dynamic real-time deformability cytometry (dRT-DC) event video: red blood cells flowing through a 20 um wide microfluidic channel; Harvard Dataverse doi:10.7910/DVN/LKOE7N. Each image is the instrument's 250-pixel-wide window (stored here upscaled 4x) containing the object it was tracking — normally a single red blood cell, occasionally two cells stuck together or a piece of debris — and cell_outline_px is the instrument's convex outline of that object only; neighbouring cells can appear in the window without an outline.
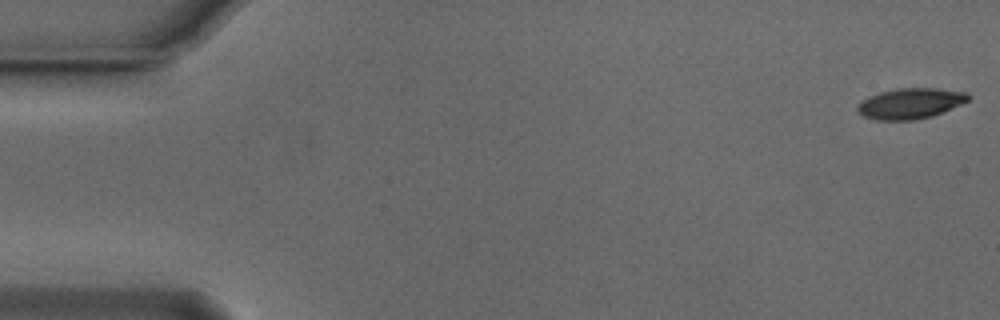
{"species": "Egyptian fruit bat (a non-hibernating species)", "species_latin": "Rousettus aegyptiacus", "temperature_condition": "cold", "stored_images_in_passage": 55, "camera_frame_rate_fps": 3000, "um_per_image_px": 0.085, "animal": {"sex": "male"}, "frame": {"image": 1, "passage_image": 1, "time_ms": 0.0, "image_size_px": [1000, 320], "cell_outline_px": [[968, 100], [960, 104], [932, 116], [916, 120], [876, 120], [864, 116], [856, 108], [864, 100], [880, 92], [900, 88], [936, 88], [964, 92], [968, 96]], "centroid_in_image_um": [77.38, 8.8], "position_along_channel_um": 7.6, "area_um2": 19.25}}
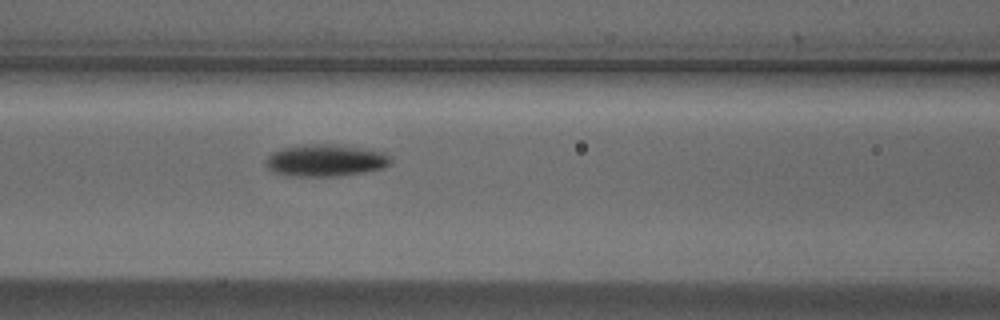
{"frame": {"image": 2, "passage_image": 23, "time_ms": 7.333, "image_size_px": [1000, 320], "cell_outline_px": [[392, 160], [384, 168], [364, 172], [340, 176], [292, 176], [276, 172], [268, 168], [264, 160], [272, 152], [280, 148], [308, 144], [332, 144], [384, 152]], "centroid_in_image_um": [27.64, 13.64], "position_along_channel_um": 139.0, "area_um2": 23.12}}
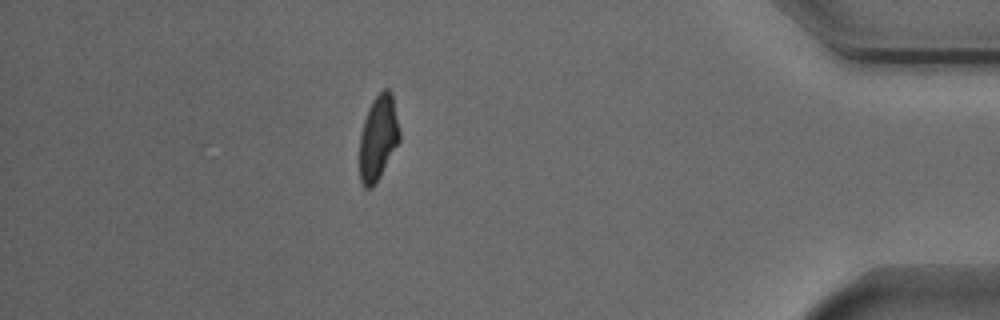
{"frame": {"image": 3, "passage_image": 48, "time_ms": 15.667, "image_size_px": [1000, 320], "cell_outline_px": [[400, 140], [376, 184], [372, 188], [364, 188], [360, 180], [360, 136], [364, 120], [368, 108], [372, 100], [384, 88], [388, 88], [392, 92], [400, 132]], "centroid_in_image_um": [32.15, 11.71], "position_along_channel_um": 403.0, "area_um2": 19.88}, "authors_computed_cell_mechanics": {"area_um2": 20.6924, "velocity_mm_per_s": 3.738, "shape_relaxation_time_tau1_ms": 2.1386, "shape_relaxation_time_tau2_ms": 6.3419, "deformation_change_tau1": 0.1598, "deformation_change_tau2": 0.1219}}